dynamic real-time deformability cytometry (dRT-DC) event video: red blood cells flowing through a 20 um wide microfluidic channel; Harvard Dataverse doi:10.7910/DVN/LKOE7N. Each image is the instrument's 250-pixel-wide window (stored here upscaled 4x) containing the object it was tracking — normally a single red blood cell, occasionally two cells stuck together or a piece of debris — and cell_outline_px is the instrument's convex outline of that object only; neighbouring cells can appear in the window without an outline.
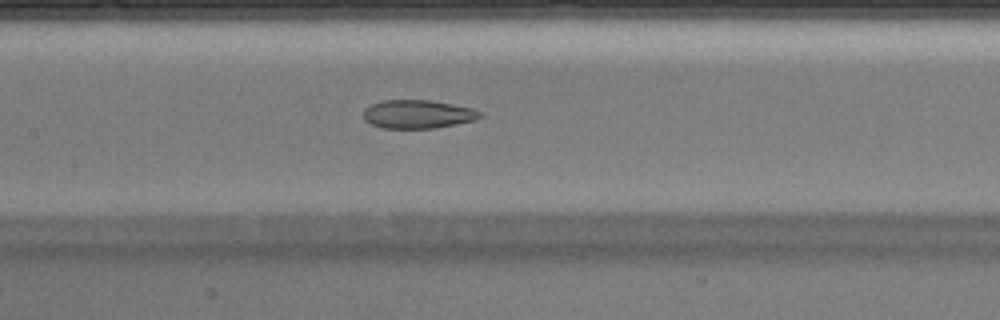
{"species": "Egyptian fruit bat (a non-hibernating species)", "species_latin": "Rousettus aegyptiacus", "temperature_condition": "warm", "stored_images_in_passage": 42, "camera_frame_rate_fps": 3000, "um_per_image_px": 0.085, "animal": {"sex": "male"}, "frame": {"image": 1, "passage_image": 19, "time_ms": 6.0, "image_size_px": [1000, 320], "cell_outline_px": [[484, 116], [476, 120], [456, 124], [432, 128], [380, 128], [364, 120], [364, 108], [372, 104], [384, 100], [432, 100], [472, 108], [484, 112]], "centroid_in_image_um": [35.55, 9.7], "position_along_channel_um": 171.8, "area_um2": 19.48}}